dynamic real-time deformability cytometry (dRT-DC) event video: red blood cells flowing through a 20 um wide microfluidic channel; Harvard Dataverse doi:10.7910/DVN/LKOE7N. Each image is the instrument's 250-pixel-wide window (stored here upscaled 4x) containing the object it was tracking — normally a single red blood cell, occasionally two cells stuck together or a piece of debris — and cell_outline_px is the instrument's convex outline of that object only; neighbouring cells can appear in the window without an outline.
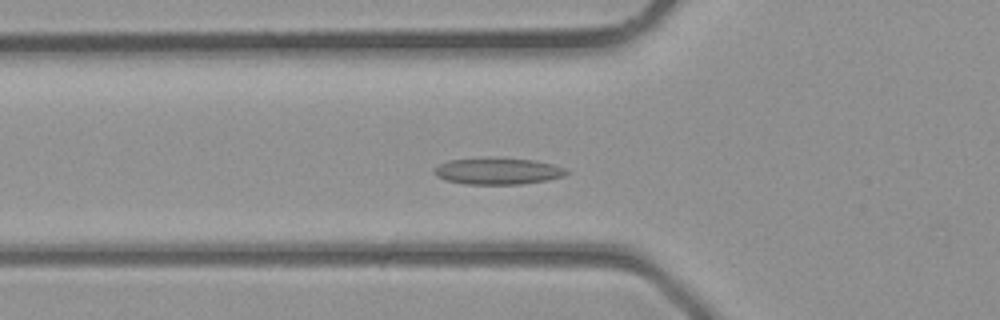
{"species": "common noctule bat (a hibernating species)", "species_latin": "Nyctalus noctula", "temperature_condition": "room temperature", "stored_images_in_passage": 38, "camera_frame_rate_fps": 3000, "um_per_image_px": 0.085, "animal": {"sex": "male", "body_mass_g": 23.1, "forearm_length_mm": 52.7}, "frame": {"image": 1, "passage_image": 12, "time_ms": 3.667, "image_size_px": [1000, 320], "cell_outline_px": [[572, 172], [564, 176], [548, 180], [520, 184], [464, 184], [444, 180], [436, 176], [432, 172], [432, 168], [448, 160], [484, 156], [532, 160], [552, 164], [564, 168]], "centroid_in_image_um": [42.26, 14.53], "position_along_channel_um": 83.5, "area_um2": 21.04}}
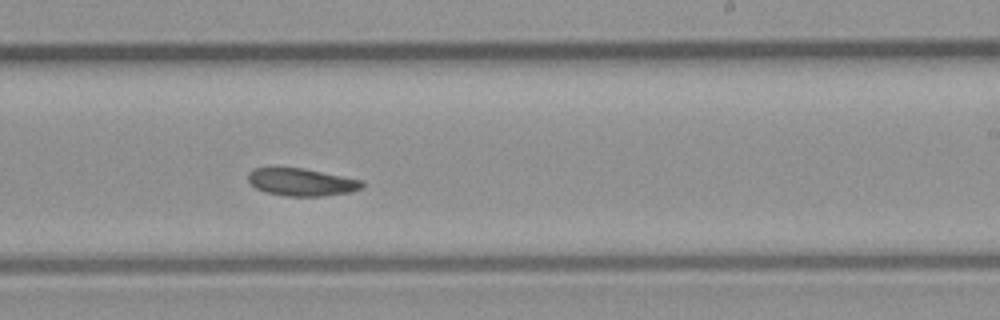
{"frame": {"image": 2, "passage_image": 22, "time_ms": 7.0, "image_size_px": [1000, 320], "cell_outline_px": [[364, 188], [352, 192], [324, 196], [284, 196], [264, 192], [256, 188], [248, 180], [248, 172], [252, 168], [304, 168], [364, 180]], "centroid_in_image_um": [25.67, 15.48], "position_along_channel_um": 263.3, "area_um2": 18.55}}
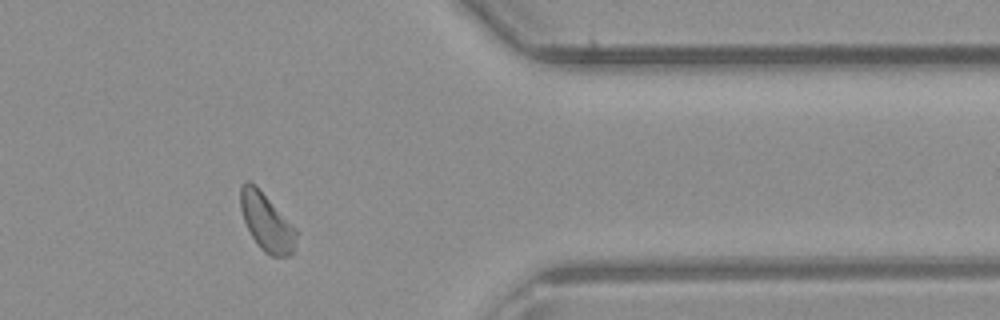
{"frame": {"image": 3, "passage_image": 30, "time_ms": 9.667, "image_size_px": [1000, 320], "cell_outline_px": [[296, 236], [292, 252], [288, 256], [272, 256], [264, 252], [260, 248], [252, 236], [244, 220], [240, 208], [240, 184], [244, 180], [248, 180], [256, 184], [296, 228]], "centroid_in_image_um": [22.63, 18.82], "position_along_channel_um": 388.8, "area_um2": 18.73}}